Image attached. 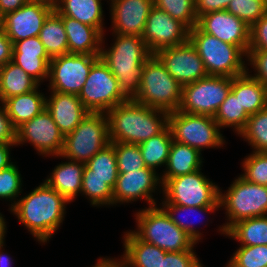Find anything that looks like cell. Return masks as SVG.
I'll return each mask as SVG.
<instances>
[{"mask_svg":"<svg viewBox=\"0 0 267 267\" xmlns=\"http://www.w3.org/2000/svg\"><path fill=\"white\" fill-rule=\"evenodd\" d=\"M20 197L10 212L38 243L47 244L62 225L70 202L45 181Z\"/></svg>","mask_w":267,"mask_h":267,"instance_id":"6da1fadb","label":"cell"},{"mask_svg":"<svg viewBox=\"0 0 267 267\" xmlns=\"http://www.w3.org/2000/svg\"><path fill=\"white\" fill-rule=\"evenodd\" d=\"M112 36L113 43L107 49L103 36L100 59L109 67L121 92L130 100L139 91L144 63L152 53L142 37L115 33Z\"/></svg>","mask_w":267,"mask_h":267,"instance_id":"7a4b0ae2","label":"cell"},{"mask_svg":"<svg viewBox=\"0 0 267 267\" xmlns=\"http://www.w3.org/2000/svg\"><path fill=\"white\" fill-rule=\"evenodd\" d=\"M106 115L110 142L140 144L168 126L169 113L128 99Z\"/></svg>","mask_w":267,"mask_h":267,"instance_id":"3957f363","label":"cell"},{"mask_svg":"<svg viewBox=\"0 0 267 267\" xmlns=\"http://www.w3.org/2000/svg\"><path fill=\"white\" fill-rule=\"evenodd\" d=\"M183 86L167 71L160 59L152 54L144 63L140 87L133 101L171 113L179 110Z\"/></svg>","mask_w":267,"mask_h":267,"instance_id":"277c9868","label":"cell"},{"mask_svg":"<svg viewBox=\"0 0 267 267\" xmlns=\"http://www.w3.org/2000/svg\"><path fill=\"white\" fill-rule=\"evenodd\" d=\"M134 217L137 227L131 231L139 239L166 252H182L197 246V242L180 229L158 205L136 210Z\"/></svg>","mask_w":267,"mask_h":267,"instance_id":"5b68a950","label":"cell"},{"mask_svg":"<svg viewBox=\"0 0 267 267\" xmlns=\"http://www.w3.org/2000/svg\"><path fill=\"white\" fill-rule=\"evenodd\" d=\"M189 40L203 61L208 76L237 77L247 72V55L238 47L202 32L189 30Z\"/></svg>","mask_w":267,"mask_h":267,"instance_id":"8992f818","label":"cell"},{"mask_svg":"<svg viewBox=\"0 0 267 267\" xmlns=\"http://www.w3.org/2000/svg\"><path fill=\"white\" fill-rule=\"evenodd\" d=\"M219 200L227 218L218 228L224 236L240 220L267 215V186L250 183L241 176L235 178L224 193L220 189Z\"/></svg>","mask_w":267,"mask_h":267,"instance_id":"52a82bcc","label":"cell"},{"mask_svg":"<svg viewBox=\"0 0 267 267\" xmlns=\"http://www.w3.org/2000/svg\"><path fill=\"white\" fill-rule=\"evenodd\" d=\"M108 144L110 140L106 113L89 112L71 133L64 136L61 154L53 157L85 164Z\"/></svg>","mask_w":267,"mask_h":267,"instance_id":"ba28073f","label":"cell"},{"mask_svg":"<svg viewBox=\"0 0 267 267\" xmlns=\"http://www.w3.org/2000/svg\"><path fill=\"white\" fill-rule=\"evenodd\" d=\"M168 126L174 141L189 145L200 153L205 148H221L226 142L214 117L209 115L177 110L169 113Z\"/></svg>","mask_w":267,"mask_h":267,"instance_id":"9c48e42d","label":"cell"},{"mask_svg":"<svg viewBox=\"0 0 267 267\" xmlns=\"http://www.w3.org/2000/svg\"><path fill=\"white\" fill-rule=\"evenodd\" d=\"M163 200L179 206H213L219 201L220 187L202 169L168 179L162 185Z\"/></svg>","mask_w":267,"mask_h":267,"instance_id":"30bf717a","label":"cell"},{"mask_svg":"<svg viewBox=\"0 0 267 267\" xmlns=\"http://www.w3.org/2000/svg\"><path fill=\"white\" fill-rule=\"evenodd\" d=\"M78 98L91 113H107L128 99L109 67L99 58L91 67Z\"/></svg>","mask_w":267,"mask_h":267,"instance_id":"8fae6325","label":"cell"},{"mask_svg":"<svg viewBox=\"0 0 267 267\" xmlns=\"http://www.w3.org/2000/svg\"><path fill=\"white\" fill-rule=\"evenodd\" d=\"M232 77L207 76L183 86L179 111L214 117L231 91Z\"/></svg>","mask_w":267,"mask_h":267,"instance_id":"7c38bea8","label":"cell"},{"mask_svg":"<svg viewBox=\"0 0 267 267\" xmlns=\"http://www.w3.org/2000/svg\"><path fill=\"white\" fill-rule=\"evenodd\" d=\"M100 55L64 54L51 58L48 82L50 92L79 95L92 65Z\"/></svg>","mask_w":267,"mask_h":267,"instance_id":"4fadbf2b","label":"cell"},{"mask_svg":"<svg viewBox=\"0 0 267 267\" xmlns=\"http://www.w3.org/2000/svg\"><path fill=\"white\" fill-rule=\"evenodd\" d=\"M26 143L32 145L37 153L43 157L61 154L64 135L46 108L16 129V147Z\"/></svg>","mask_w":267,"mask_h":267,"instance_id":"5bb4252c","label":"cell"},{"mask_svg":"<svg viewBox=\"0 0 267 267\" xmlns=\"http://www.w3.org/2000/svg\"><path fill=\"white\" fill-rule=\"evenodd\" d=\"M160 190V191H159ZM160 174L151 168H142L127 173H119L113 188V206L132 203L144 199L149 207L156 206L154 194L162 193ZM154 193V194H153Z\"/></svg>","mask_w":267,"mask_h":267,"instance_id":"9a60e30c","label":"cell"},{"mask_svg":"<svg viewBox=\"0 0 267 267\" xmlns=\"http://www.w3.org/2000/svg\"><path fill=\"white\" fill-rule=\"evenodd\" d=\"M189 28L164 10L153 6L146 20L142 39L148 50H158L181 45L189 40Z\"/></svg>","mask_w":267,"mask_h":267,"instance_id":"2e32d148","label":"cell"},{"mask_svg":"<svg viewBox=\"0 0 267 267\" xmlns=\"http://www.w3.org/2000/svg\"><path fill=\"white\" fill-rule=\"evenodd\" d=\"M155 55L182 86L208 76L203 61L190 40L181 45L160 49Z\"/></svg>","mask_w":267,"mask_h":267,"instance_id":"e0dca14e","label":"cell"},{"mask_svg":"<svg viewBox=\"0 0 267 267\" xmlns=\"http://www.w3.org/2000/svg\"><path fill=\"white\" fill-rule=\"evenodd\" d=\"M196 26L206 34L238 46L246 55L250 43V27L227 10L210 12L197 19Z\"/></svg>","mask_w":267,"mask_h":267,"instance_id":"ac0fdd59","label":"cell"},{"mask_svg":"<svg viewBox=\"0 0 267 267\" xmlns=\"http://www.w3.org/2000/svg\"><path fill=\"white\" fill-rule=\"evenodd\" d=\"M111 31L142 37L154 0H109Z\"/></svg>","mask_w":267,"mask_h":267,"instance_id":"d6986e66","label":"cell"},{"mask_svg":"<svg viewBox=\"0 0 267 267\" xmlns=\"http://www.w3.org/2000/svg\"><path fill=\"white\" fill-rule=\"evenodd\" d=\"M52 11L47 5L29 1L4 16L5 34L12 43L39 36L45 19Z\"/></svg>","mask_w":267,"mask_h":267,"instance_id":"ffe728a7","label":"cell"},{"mask_svg":"<svg viewBox=\"0 0 267 267\" xmlns=\"http://www.w3.org/2000/svg\"><path fill=\"white\" fill-rule=\"evenodd\" d=\"M50 61L51 58L46 53L39 36L13 43L12 62L40 85L48 80Z\"/></svg>","mask_w":267,"mask_h":267,"instance_id":"44dd1931","label":"cell"},{"mask_svg":"<svg viewBox=\"0 0 267 267\" xmlns=\"http://www.w3.org/2000/svg\"><path fill=\"white\" fill-rule=\"evenodd\" d=\"M46 109L64 136L71 133L89 113L78 95L60 92L46 96Z\"/></svg>","mask_w":267,"mask_h":267,"instance_id":"7402d4cb","label":"cell"},{"mask_svg":"<svg viewBox=\"0 0 267 267\" xmlns=\"http://www.w3.org/2000/svg\"><path fill=\"white\" fill-rule=\"evenodd\" d=\"M123 235V267H161L166 251L139 239L131 230Z\"/></svg>","mask_w":267,"mask_h":267,"instance_id":"603a6c76","label":"cell"},{"mask_svg":"<svg viewBox=\"0 0 267 267\" xmlns=\"http://www.w3.org/2000/svg\"><path fill=\"white\" fill-rule=\"evenodd\" d=\"M68 40V53L100 55L103 34L95 27L60 15Z\"/></svg>","mask_w":267,"mask_h":267,"instance_id":"cb8c5ba5","label":"cell"},{"mask_svg":"<svg viewBox=\"0 0 267 267\" xmlns=\"http://www.w3.org/2000/svg\"><path fill=\"white\" fill-rule=\"evenodd\" d=\"M85 164L66 159L57 164L44 181L70 203L80 196Z\"/></svg>","mask_w":267,"mask_h":267,"instance_id":"d4e9b609","label":"cell"},{"mask_svg":"<svg viewBox=\"0 0 267 267\" xmlns=\"http://www.w3.org/2000/svg\"><path fill=\"white\" fill-rule=\"evenodd\" d=\"M202 153L190 147L172 141L168 161L160 175L162 185L170 178L195 172L203 167Z\"/></svg>","mask_w":267,"mask_h":267,"instance_id":"484cf974","label":"cell"},{"mask_svg":"<svg viewBox=\"0 0 267 267\" xmlns=\"http://www.w3.org/2000/svg\"><path fill=\"white\" fill-rule=\"evenodd\" d=\"M249 67L243 75L232 78L231 91L250 116L267 107V88L250 75Z\"/></svg>","mask_w":267,"mask_h":267,"instance_id":"4316f807","label":"cell"},{"mask_svg":"<svg viewBox=\"0 0 267 267\" xmlns=\"http://www.w3.org/2000/svg\"><path fill=\"white\" fill-rule=\"evenodd\" d=\"M39 88L26 94L9 97L2 102L16 129L46 108V96Z\"/></svg>","mask_w":267,"mask_h":267,"instance_id":"83f0119b","label":"cell"},{"mask_svg":"<svg viewBox=\"0 0 267 267\" xmlns=\"http://www.w3.org/2000/svg\"><path fill=\"white\" fill-rule=\"evenodd\" d=\"M102 0H61L55 11L73 18L104 33V10Z\"/></svg>","mask_w":267,"mask_h":267,"instance_id":"f1b7e54d","label":"cell"},{"mask_svg":"<svg viewBox=\"0 0 267 267\" xmlns=\"http://www.w3.org/2000/svg\"><path fill=\"white\" fill-rule=\"evenodd\" d=\"M39 86L35 79L12 61L0 68V102L9 97L29 93Z\"/></svg>","mask_w":267,"mask_h":267,"instance_id":"f546056e","label":"cell"},{"mask_svg":"<svg viewBox=\"0 0 267 267\" xmlns=\"http://www.w3.org/2000/svg\"><path fill=\"white\" fill-rule=\"evenodd\" d=\"M50 58L68 54V40L61 16L53 10L45 19L39 34Z\"/></svg>","mask_w":267,"mask_h":267,"instance_id":"4dcf8cb0","label":"cell"},{"mask_svg":"<svg viewBox=\"0 0 267 267\" xmlns=\"http://www.w3.org/2000/svg\"><path fill=\"white\" fill-rule=\"evenodd\" d=\"M226 236L239 245H267V215L236 222L226 231Z\"/></svg>","mask_w":267,"mask_h":267,"instance_id":"1f68e13d","label":"cell"},{"mask_svg":"<svg viewBox=\"0 0 267 267\" xmlns=\"http://www.w3.org/2000/svg\"><path fill=\"white\" fill-rule=\"evenodd\" d=\"M118 174L114 145L110 142L85 163L82 178L103 179L114 188Z\"/></svg>","mask_w":267,"mask_h":267,"instance_id":"d6a6232c","label":"cell"},{"mask_svg":"<svg viewBox=\"0 0 267 267\" xmlns=\"http://www.w3.org/2000/svg\"><path fill=\"white\" fill-rule=\"evenodd\" d=\"M159 206L166 212V214L169 216V218L180 229H182L184 232H186L190 237L193 238L194 241H196L198 243V242H200V240H202L203 233L200 232L201 229L198 230V228L195 227V223H193L192 221L188 222L189 220L187 221L188 216L191 215V213L195 214L196 216L197 215L199 216L200 214L202 216V214H206V213L207 214L215 213V211H218L221 208V202L219 200L213 206H201V207L179 206V205L171 204V203H160ZM184 213H185V215L180 216V215H182ZM186 214H188V215L186 216ZM183 218H185L186 221Z\"/></svg>","mask_w":267,"mask_h":267,"instance_id":"836d02e7","label":"cell"},{"mask_svg":"<svg viewBox=\"0 0 267 267\" xmlns=\"http://www.w3.org/2000/svg\"><path fill=\"white\" fill-rule=\"evenodd\" d=\"M172 141V133L167 126L161 133L138 144L145 166L156 172L159 167H166Z\"/></svg>","mask_w":267,"mask_h":267,"instance_id":"e575fe53","label":"cell"},{"mask_svg":"<svg viewBox=\"0 0 267 267\" xmlns=\"http://www.w3.org/2000/svg\"><path fill=\"white\" fill-rule=\"evenodd\" d=\"M249 115L241 107L239 99L230 91L227 98L220 105L214 119L220 129L233 128L234 133H239L245 128Z\"/></svg>","mask_w":267,"mask_h":267,"instance_id":"d590c367","label":"cell"},{"mask_svg":"<svg viewBox=\"0 0 267 267\" xmlns=\"http://www.w3.org/2000/svg\"><path fill=\"white\" fill-rule=\"evenodd\" d=\"M238 136L248 142L252 151L267 152V107L250 115Z\"/></svg>","mask_w":267,"mask_h":267,"instance_id":"8d00e7d4","label":"cell"},{"mask_svg":"<svg viewBox=\"0 0 267 267\" xmlns=\"http://www.w3.org/2000/svg\"><path fill=\"white\" fill-rule=\"evenodd\" d=\"M224 267H267V245H239Z\"/></svg>","mask_w":267,"mask_h":267,"instance_id":"74e56055","label":"cell"},{"mask_svg":"<svg viewBox=\"0 0 267 267\" xmlns=\"http://www.w3.org/2000/svg\"><path fill=\"white\" fill-rule=\"evenodd\" d=\"M16 162L0 170V200L11 202L9 210L22 194L23 180Z\"/></svg>","mask_w":267,"mask_h":267,"instance_id":"f35d334b","label":"cell"},{"mask_svg":"<svg viewBox=\"0 0 267 267\" xmlns=\"http://www.w3.org/2000/svg\"><path fill=\"white\" fill-rule=\"evenodd\" d=\"M81 196H85L93 207L113 206V188L106 180L82 178Z\"/></svg>","mask_w":267,"mask_h":267,"instance_id":"ab89813d","label":"cell"},{"mask_svg":"<svg viewBox=\"0 0 267 267\" xmlns=\"http://www.w3.org/2000/svg\"><path fill=\"white\" fill-rule=\"evenodd\" d=\"M154 6L164 10L189 29H192L197 24L198 17L195 13V0H154Z\"/></svg>","mask_w":267,"mask_h":267,"instance_id":"60d3db41","label":"cell"},{"mask_svg":"<svg viewBox=\"0 0 267 267\" xmlns=\"http://www.w3.org/2000/svg\"><path fill=\"white\" fill-rule=\"evenodd\" d=\"M114 145L118 173L146 168L138 144L111 142Z\"/></svg>","mask_w":267,"mask_h":267,"instance_id":"b9f144b4","label":"cell"},{"mask_svg":"<svg viewBox=\"0 0 267 267\" xmlns=\"http://www.w3.org/2000/svg\"><path fill=\"white\" fill-rule=\"evenodd\" d=\"M243 177L246 181L267 186V152L252 151L242 161Z\"/></svg>","mask_w":267,"mask_h":267,"instance_id":"7bdbcfd3","label":"cell"},{"mask_svg":"<svg viewBox=\"0 0 267 267\" xmlns=\"http://www.w3.org/2000/svg\"><path fill=\"white\" fill-rule=\"evenodd\" d=\"M226 10L251 27L267 13V0H231Z\"/></svg>","mask_w":267,"mask_h":267,"instance_id":"ee69618b","label":"cell"},{"mask_svg":"<svg viewBox=\"0 0 267 267\" xmlns=\"http://www.w3.org/2000/svg\"><path fill=\"white\" fill-rule=\"evenodd\" d=\"M194 248L195 246L182 252H167L162 258L161 267H205Z\"/></svg>","mask_w":267,"mask_h":267,"instance_id":"f6af8a7d","label":"cell"},{"mask_svg":"<svg viewBox=\"0 0 267 267\" xmlns=\"http://www.w3.org/2000/svg\"><path fill=\"white\" fill-rule=\"evenodd\" d=\"M267 50V13L250 27L248 51Z\"/></svg>","mask_w":267,"mask_h":267,"instance_id":"bcb514c9","label":"cell"},{"mask_svg":"<svg viewBox=\"0 0 267 267\" xmlns=\"http://www.w3.org/2000/svg\"><path fill=\"white\" fill-rule=\"evenodd\" d=\"M247 65L251 66L254 79L259 80L267 88V50L266 51H248Z\"/></svg>","mask_w":267,"mask_h":267,"instance_id":"7dc6e473","label":"cell"},{"mask_svg":"<svg viewBox=\"0 0 267 267\" xmlns=\"http://www.w3.org/2000/svg\"><path fill=\"white\" fill-rule=\"evenodd\" d=\"M0 105V143H16V128L13 126L2 102H0Z\"/></svg>","mask_w":267,"mask_h":267,"instance_id":"c3c4849f","label":"cell"},{"mask_svg":"<svg viewBox=\"0 0 267 267\" xmlns=\"http://www.w3.org/2000/svg\"><path fill=\"white\" fill-rule=\"evenodd\" d=\"M231 0H195V13L199 18L210 12L226 10Z\"/></svg>","mask_w":267,"mask_h":267,"instance_id":"681fc988","label":"cell"},{"mask_svg":"<svg viewBox=\"0 0 267 267\" xmlns=\"http://www.w3.org/2000/svg\"><path fill=\"white\" fill-rule=\"evenodd\" d=\"M13 43L5 34L4 28L0 27V68L12 61Z\"/></svg>","mask_w":267,"mask_h":267,"instance_id":"f907efd6","label":"cell"},{"mask_svg":"<svg viewBox=\"0 0 267 267\" xmlns=\"http://www.w3.org/2000/svg\"><path fill=\"white\" fill-rule=\"evenodd\" d=\"M16 146V143H0V170L7 168L13 163L10 149Z\"/></svg>","mask_w":267,"mask_h":267,"instance_id":"816d5d0a","label":"cell"},{"mask_svg":"<svg viewBox=\"0 0 267 267\" xmlns=\"http://www.w3.org/2000/svg\"><path fill=\"white\" fill-rule=\"evenodd\" d=\"M29 1L30 0H0V11L5 16L7 13L21 8Z\"/></svg>","mask_w":267,"mask_h":267,"instance_id":"f5cc1de1","label":"cell"},{"mask_svg":"<svg viewBox=\"0 0 267 267\" xmlns=\"http://www.w3.org/2000/svg\"><path fill=\"white\" fill-rule=\"evenodd\" d=\"M92 267H123L121 259L118 258H109V257H99L97 263Z\"/></svg>","mask_w":267,"mask_h":267,"instance_id":"db71d44e","label":"cell"},{"mask_svg":"<svg viewBox=\"0 0 267 267\" xmlns=\"http://www.w3.org/2000/svg\"><path fill=\"white\" fill-rule=\"evenodd\" d=\"M4 246L5 244L0 246V267H12L13 259L8 253H4Z\"/></svg>","mask_w":267,"mask_h":267,"instance_id":"11a10c76","label":"cell"},{"mask_svg":"<svg viewBox=\"0 0 267 267\" xmlns=\"http://www.w3.org/2000/svg\"><path fill=\"white\" fill-rule=\"evenodd\" d=\"M4 217L0 212V246L5 244V235L7 233V222Z\"/></svg>","mask_w":267,"mask_h":267,"instance_id":"9f6ffc18","label":"cell"},{"mask_svg":"<svg viewBox=\"0 0 267 267\" xmlns=\"http://www.w3.org/2000/svg\"><path fill=\"white\" fill-rule=\"evenodd\" d=\"M30 1L47 5L51 7L53 10H55L58 7L61 0H30Z\"/></svg>","mask_w":267,"mask_h":267,"instance_id":"6f0895ef","label":"cell"},{"mask_svg":"<svg viewBox=\"0 0 267 267\" xmlns=\"http://www.w3.org/2000/svg\"><path fill=\"white\" fill-rule=\"evenodd\" d=\"M3 23H4V15L0 11V27H3Z\"/></svg>","mask_w":267,"mask_h":267,"instance_id":"680465c9","label":"cell"}]
</instances>
